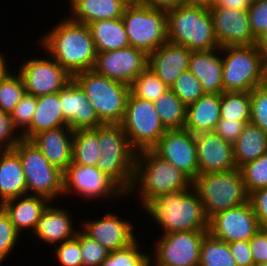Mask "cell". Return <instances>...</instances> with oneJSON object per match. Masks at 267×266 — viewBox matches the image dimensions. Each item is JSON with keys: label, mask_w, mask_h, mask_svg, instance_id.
Returning <instances> with one entry per match:
<instances>
[{"label": "cell", "mask_w": 267, "mask_h": 266, "mask_svg": "<svg viewBox=\"0 0 267 266\" xmlns=\"http://www.w3.org/2000/svg\"><path fill=\"white\" fill-rule=\"evenodd\" d=\"M41 43L72 76L94 67L97 50L87 24L65 18L47 32Z\"/></svg>", "instance_id": "1"}, {"label": "cell", "mask_w": 267, "mask_h": 266, "mask_svg": "<svg viewBox=\"0 0 267 266\" xmlns=\"http://www.w3.org/2000/svg\"><path fill=\"white\" fill-rule=\"evenodd\" d=\"M143 208L164 228V234L209 230L203 203L193 186L159 195Z\"/></svg>", "instance_id": "2"}, {"label": "cell", "mask_w": 267, "mask_h": 266, "mask_svg": "<svg viewBox=\"0 0 267 266\" xmlns=\"http://www.w3.org/2000/svg\"><path fill=\"white\" fill-rule=\"evenodd\" d=\"M168 41L191 51L220 49L208 5L184 3L167 11Z\"/></svg>", "instance_id": "3"}, {"label": "cell", "mask_w": 267, "mask_h": 266, "mask_svg": "<svg viewBox=\"0 0 267 266\" xmlns=\"http://www.w3.org/2000/svg\"><path fill=\"white\" fill-rule=\"evenodd\" d=\"M137 184L144 207L159 195L190 188L192 181L153 149H149L137 152L131 192Z\"/></svg>", "instance_id": "4"}, {"label": "cell", "mask_w": 267, "mask_h": 266, "mask_svg": "<svg viewBox=\"0 0 267 266\" xmlns=\"http://www.w3.org/2000/svg\"><path fill=\"white\" fill-rule=\"evenodd\" d=\"M100 158L97 168L113 179L128 195L133 184L137 151L120 124L98 126Z\"/></svg>", "instance_id": "5"}, {"label": "cell", "mask_w": 267, "mask_h": 266, "mask_svg": "<svg viewBox=\"0 0 267 266\" xmlns=\"http://www.w3.org/2000/svg\"><path fill=\"white\" fill-rule=\"evenodd\" d=\"M208 220L216 214L248 201L243 175L236 168L229 172L199 174L192 181Z\"/></svg>", "instance_id": "6"}, {"label": "cell", "mask_w": 267, "mask_h": 266, "mask_svg": "<svg viewBox=\"0 0 267 266\" xmlns=\"http://www.w3.org/2000/svg\"><path fill=\"white\" fill-rule=\"evenodd\" d=\"M73 79L85 91L103 124H121L130 95V86L103 75L93 69L76 73Z\"/></svg>", "instance_id": "7"}, {"label": "cell", "mask_w": 267, "mask_h": 266, "mask_svg": "<svg viewBox=\"0 0 267 266\" xmlns=\"http://www.w3.org/2000/svg\"><path fill=\"white\" fill-rule=\"evenodd\" d=\"M219 51H226L227 54L221 58L224 92H250L260 86L264 47L258 44L225 46L220 47Z\"/></svg>", "instance_id": "8"}, {"label": "cell", "mask_w": 267, "mask_h": 266, "mask_svg": "<svg viewBox=\"0 0 267 266\" xmlns=\"http://www.w3.org/2000/svg\"><path fill=\"white\" fill-rule=\"evenodd\" d=\"M121 18L130 46L148 55L168 41L166 10L135 2L127 5Z\"/></svg>", "instance_id": "9"}, {"label": "cell", "mask_w": 267, "mask_h": 266, "mask_svg": "<svg viewBox=\"0 0 267 266\" xmlns=\"http://www.w3.org/2000/svg\"><path fill=\"white\" fill-rule=\"evenodd\" d=\"M13 150L19 155L28 191L50 201L63 193V171L51 165L30 141L22 139Z\"/></svg>", "instance_id": "10"}, {"label": "cell", "mask_w": 267, "mask_h": 266, "mask_svg": "<svg viewBox=\"0 0 267 266\" xmlns=\"http://www.w3.org/2000/svg\"><path fill=\"white\" fill-rule=\"evenodd\" d=\"M120 125L137 152L153 149L167 131L160 121L155 103L131 93Z\"/></svg>", "instance_id": "11"}, {"label": "cell", "mask_w": 267, "mask_h": 266, "mask_svg": "<svg viewBox=\"0 0 267 266\" xmlns=\"http://www.w3.org/2000/svg\"><path fill=\"white\" fill-rule=\"evenodd\" d=\"M208 231L162 234L155 249V262L162 266H199L201 245Z\"/></svg>", "instance_id": "12"}, {"label": "cell", "mask_w": 267, "mask_h": 266, "mask_svg": "<svg viewBox=\"0 0 267 266\" xmlns=\"http://www.w3.org/2000/svg\"><path fill=\"white\" fill-rule=\"evenodd\" d=\"M63 176V194L77 192L85 196V199L127 194L113 179L95 166H83L71 162L63 172Z\"/></svg>", "instance_id": "13"}, {"label": "cell", "mask_w": 267, "mask_h": 266, "mask_svg": "<svg viewBox=\"0 0 267 266\" xmlns=\"http://www.w3.org/2000/svg\"><path fill=\"white\" fill-rule=\"evenodd\" d=\"M149 55L138 48H126L97 53L93 70L109 79L131 85L148 66Z\"/></svg>", "instance_id": "14"}, {"label": "cell", "mask_w": 267, "mask_h": 266, "mask_svg": "<svg viewBox=\"0 0 267 266\" xmlns=\"http://www.w3.org/2000/svg\"><path fill=\"white\" fill-rule=\"evenodd\" d=\"M261 229L249 201L220 212L209 220L208 232L227 243L250 240Z\"/></svg>", "instance_id": "15"}, {"label": "cell", "mask_w": 267, "mask_h": 266, "mask_svg": "<svg viewBox=\"0 0 267 266\" xmlns=\"http://www.w3.org/2000/svg\"><path fill=\"white\" fill-rule=\"evenodd\" d=\"M20 67L19 74L24 81L26 93L36 97L57 93L73 79L53 58L30 59Z\"/></svg>", "instance_id": "16"}, {"label": "cell", "mask_w": 267, "mask_h": 266, "mask_svg": "<svg viewBox=\"0 0 267 266\" xmlns=\"http://www.w3.org/2000/svg\"><path fill=\"white\" fill-rule=\"evenodd\" d=\"M153 150L191 181L199 175L195 137L188 130H167Z\"/></svg>", "instance_id": "17"}, {"label": "cell", "mask_w": 267, "mask_h": 266, "mask_svg": "<svg viewBox=\"0 0 267 266\" xmlns=\"http://www.w3.org/2000/svg\"><path fill=\"white\" fill-rule=\"evenodd\" d=\"M214 33L220 47L257 44L248 18V10L224 8L216 3L208 5Z\"/></svg>", "instance_id": "18"}, {"label": "cell", "mask_w": 267, "mask_h": 266, "mask_svg": "<svg viewBox=\"0 0 267 266\" xmlns=\"http://www.w3.org/2000/svg\"><path fill=\"white\" fill-rule=\"evenodd\" d=\"M194 137L199 174L229 172L237 168L233 145L215 131L197 133Z\"/></svg>", "instance_id": "19"}, {"label": "cell", "mask_w": 267, "mask_h": 266, "mask_svg": "<svg viewBox=\"0 0 267 266\" xmlns=\"http://www.w3.org/2000/svg\"><path fill=\"white\" fill-rule=\"evenodd\" d=\"M60 103L63 118L73 131L94 129L103 124L90 104L85 91L74 79L60 90Z\"/></svg>", "instance_id": "20"}, {"label": "cell", "mask_w": 267, "mask_h": 266, "mask_svg": "<svg viewBox=\"0 0 267 266\" xmlns=\"http://www.w3.org/2000/svg\"><path fill=\"white\" fill-rule=\"evenodd\" d=\"M191 54L187 47L167 41L149 54L148 66L171 88L176 79L188 70Z\"/></svg>", "instance_id": "21"}, {"label": "cell", "mask_w": 267, "mask_h": 266, "mask_svg": "<svg viewBox=\"0 0 267 266\" xmlns=\"http://www.w3.org/2000/svg\"><path fill=\"white\" fill-rule=\"evenodd\" d=\"M83 224V232L110 251L123 249L136 240L132 224L127 220H120L113 213Z\"/></svg>", "instance_id": "22"}, {"label": "cell", "mask_w": 267, "mask_h": 266, "mask_svg": "<svg viewBox=\"0 0 267 266\" xmlns=\"http://www.w3.org/2000/svg\"><path fill=\"white\" fill-rule=\"evenodd\" d=\"M74 131L69 126L36 134L30 141L42 152L48 162L65 171L72 162Z\"/></svg>", "instance_id": "23"}, {"label": "cell", "mask_w": 267, "mask_h": 266, "mask_svg": "<svg viewBox=\"0 0 267 266\" xmlns=\"http://www.w3.org/2000/svg\"><path fill=\"white\" fill-rule=\"evenodd\" d=\"M49 201L40 195H24L5 201L1 207L9 215L19 234L25 228L32 229L33 233Z\"/></svg>", "instance_id": "24"}, {"label": "cell", "mask_w": 267, "mask_h": 266, "mask_svg": "<svg viewBox=\"0 0 267 266\" xmlns=\"http://www.w3.org/2000/svg\"><path fill=\"white\" fill-rule=\"evenodd\" d=\"M219 49L192 51L188 70L200 81L206 93L224 92L222 59L215 53Z\"/></svg>", "instance_id": "25"}, {"label": "cell", "mask_w": 267, "mask_h": 266, "mask_svg": "<svg viewBox=\"0 0 267 266\" xmlns=\"http://www.w3.org/2000/svg\"><path fill=\"white\" fill-rule=\"evenodd\" d=\"M221 94L205 93L186 107L184 129L194 135L214 131L220 117Z\"/></svg>", "instance_id": "26"}, {"label": "cell", "mask_w": 267, "mask_h": 266, "mask_svg": "<svg viewBox=\"0 0 267 266\" xmlns=\"http://www.w3.org/2000/svg\"><path fill=\"white\" fill-rule=\"evenodd\" d=\"M61 107L60 91L54 94L38 96L31 124L21 133L23 139L31 140L40 132L68 126V123L63 118Z\"/></svg>", "instance_id": "27"}, {"label": "cell", "mask_w": 267, "mask_h": 266, "mask_svg": "<svg viewBox=\"0 0 267 266\" xmlns=\"http://www.w3.org/2000/svg\"><path fill=\"white\" fill-rule=\"evenodd\" d=\"M70 217L66 209L48 205L38 220L34 236L50 245L74 238L77 231L74 230Z\"/></svg>", "instance_id": "28"}, {"label": "cell", "mask_w": 267, "mask_h": 266, "mask_svg": "<svg viewBox=\"0 0 267 266\" xmlns=\"http://www.w3.org/2000/svg\"><path fill=\"white\" fill-rule=\"evenodd\" d=\"M27 195V186L19 155L0 150V206L7 200Z\"/></svg>", "instance_id": "29"}, {"label": "cell", "mask_w": 267, "mask_h": 266, "mask_svg": "<svg viewBox=\"0 0 267 266\" xmlns=\"http://www.w3.org/2000/svg\"><path fill=\"white\" fill-rule=\"evenodd\" d=\"M70 2L73 16L69 19L82 24L121 18L128 5L124 0H70Z\"/></svg>", "instance_id": "30"}, {"label": "cell", "mask_w": 267, "mask_h": 266, "mask_svg": "<svg viewBox=\"0 0 267 266\" xmlns=\"http://www.w3.org/2000/svg\"><path fill=\"white\" fill-rule=\"evenodd\" d=\"M87 25L97 53L130 46L122 18L97 20Z\"/></svg>", "instance_id": "31"}, {"label": "cell", "mask_w": 267, "mask_h": 266, "mask_svg": "<svg viewBox=\"0 0 267 266\" xmlns=\"http://www.w3.org/2000/svg\"><path fill=\"white\" fill-rule=\"evenodd\" d=\"M234 161L238 169L267 153V133L248 122L233 144Z\"/></svg>", "instance_id": "32"}, {"label": "cell", "mask_w": 267, "mask_h": 266, "mask_svg": "<svg viewBox=\"0 0 267 266\" xmlns=\"http://www.w3.org/2000/svg\"><path fill=\"white\" fill-rule=\"evenodd\" d=\"M98 126L74 131L72 162L83 166H97L100 158Z\"/></svg>", "instance_id": "33"}, {"label": "cell", "mask_w": 267, "mask_h": 266, "mask_svg": "<svg viewBox=\"0 0 267 266\" xmlns=\"http://www.w3.org/2000/svg\"><path fill=\"white\" fill-rule=\"evenodd\" d=\"M154 103L160 121L167 130L184 129L187 106L171 89L159 96Z\"/></svg>", "instance_id": "34"}, {"label": "cell", "mask_w": 267, "mask_h": 266, "mask_svg": "<svg viewBox=\"0 0 267 266\" xmlns=\"http://www.w3.org/2000/svg\"><path fill=\"white\" fill-rule=\"evenodd\" d=\"M199 266H237L229 243L213 237L209 232L201 245Z\"/></svg>", "instance_id": "35"}, {"label": "cell", "mask_w": 267, "mask_h": 266, "mask_svg": "<svg viewBox=\"0 0 267 266\" xmlns=\"http://www.w3.org/2000/svg\"><path fill=\"white\" fill-rule=\"evenodd\" d=\"M169 89L149 66L130 85L133 96L153 102Z\"/></svg>", "instance_id": "36"}, {"label": "cell", "mask_w": 267, "mask_h": 266, "mask_svg": "<svg viewBox=\"0 0 267 266\" xmlns=\"http://www.w3.org/2000/svg\"><path fill=\"white\" fill-rule=\"evenodd\" d=\"M221 119L250 121V92H223L220 104Z\"/></svg>", "instance_id": "37"}, {"label": "cell", "mask_w": 267, "mask_h": 266, "mask_svg": "<svg viewBox=\"0 0 267 266\" xmlns=\"http://www.w3.org/2000/svg\"><path fill=\"white\" fill-rule=\"evenodd\" d=\"M26 94L24 81L21 75L8 73L0 81V110L11 113L19 101Z\"/></svg>", "instance_id": "38"}, {"label": "cell", "mask_w": 267, "mask_h": 266, "mask_svg": "<svg viewBox=\"0 0 267 266\" xmlns=\"http://www.w3.org/2000/svg\"><path fill=\"white\" fill-rule=\"evenodd\" d=\"M138 250L135 240L123 249L110 251L100 266H152L153 262L148 253L145 254Z\"/></svg>", "instance_id": "39"}, {"label": "cell", "mask_w": 267, "mask_h": 266, "mask_svg": "<svg viewBox=\"0 0 267 266\" xmlns=\"http://www.w3.org/2000/svg\"><path fill=\"white\" fill-rule=\"evenodd\" d=\"M248 195L267 187V153L240 168Z\"/></svg>", "instance_id": "40"}, {"label": "cell", "mask_w": 267, "mask_h": 266, "mask_svg": "<svg viewBox=\"0 0 267 266\" xmlns=\"http://www.w3.org/2000/svg\"><path fill=\"white\" fill-rule=\"evenodd\" d=\"M170 89L186 106L193 104L206 93L190 70L183 72Z\"/></svg>", "instance_id": "41"}, {"label": "cell", "mask_w": 267, "mask_h": 266, "mask_svg": "<svg viewBox=\"0 0 267 266\" xmlns=\"http://www.w3.org/2000/svg\"><path fill=\"white\" fill-rule=\"evenodd\" d=\"M248 18L257 44L267 48V0H252Z\"/></svg>", "instance_id": "42"}, {"label": "cell", "mask_w": 267, "mask_h": 266, "mask_svg": "<svg viewBox=\"0 0 267 266\" xmlns=\"http://www.w3.org/2000/svg\"><path fill=\"white\" fill-rule=\"evenodd\" d=\"M250 122L267 133V90L261 86L250 91Z\"/></svg>", "instance_id": "43"}, {"label": "cell", "mask_w": 267, "mask_h": 266, "mask_svg": "<svg viewBox=\"0 0 267 266\" xmlns=\"http://www.w3.org/2000/svg\"><path fill=\"white\" fill-rule=\"evenodd\" d=\"M80 249L83 266H100L110 250L80 231Z\"/></svg>", "instance_id": "44"}, {"label": "cell", "mask_w": 267, "mask_h": 266, "mask_svg": "<svg viewBox=\"0 0 267 266\" xmlns=\"http://www.w3.org/2000/svg\"><path fill=\"white\" fill-rule=\"evenodd\" d=\"M53 252L56 253L62 266H83L80 249V230L77 231L74 238L60 243Z\"/></svg>", "instance_id": "45"}, {"label": "cell", "mask_w": 267, "mask_h": 266, "mask_svg": "<svg viewBox=\"0 0 267 266\" xmlns=\"http://www.w3.org/2000/svg\"><path fill=\"white\" fill-rule=\"evenodd\" d=\"M19 233L11 222L9 215L0 206V265L15 246Z\"/></svg>", "instance_id": "46"}, {"label": "cell", "mask_w": 267, "mask_h": 266, "mask_svg": "<svg viewBox=\"0 0 267 266\" xmlns=\"http://www.w3.org/2000/svg\"><path fill=\"white\" fill-rule=\"evenodd\" d=\"M36 106L37 97L26 93L10 113L14 126L16 128L22 126V129L26 130L31 124Z\"/></svg>", "instance_id": "47"}, {"label": "cell", "mask_w": 267, "mask_h": 266, "mask_svg": "<svg viewBox=\"0 0 267 266\" xmlns=\"http://www.w3.org/2000/svg\"><path fill=\"white\" fill-rule=\"evenodd\" d=\"M16 129L11 115L0 110V150L13 149L23 139L22 134L13 136Z\"/></svg>", "instance_id": "48"}, {"label": "cell", "mask_w": 267, "mask_h": 266, "mask_svg": "<svg viewBox=\"0 0 267 266\" xmlns=\"http://www.w3.org/2000/svg\"><path fill=\"white\" fill-rule=\"evenodd\" d=\"M250 121H238L220 119L215 128V132L225 141L232 145L237 141L241 135L245 125Z\"/></svg>", "instance_id": "49"}, {"label": "cell", "mask_w": 267, "mask_h": 266, "mask_svg": "<svg viewBox=\"0 0 267 266\" xmlns=\"http://www.w3.org/2000/svg\"><path fill=\"white\" fill-rule=\"evenodd\" d=\"M261 229H267V187L251 192L248 197Z\"/></svg>", "instance_id": "50"}, {"label": "cell", "mask_w": 267, "mask_h": 266, "mask_svg": "<svg viewBox=\"0 0 267 266\" xmlns=\"http://www.w3.org/2000/svg\"><path fill=\"white\" fill-rule=\"evenodd\" d=\"M249 245L254 264L267 262V229H260L249 240Z\"/></svg>", "instance_id": "51"}, {"label": "cell", "mask_w": 267, "mask_h": 266, "mask_svg": "<svg viewBox=\"0 0 267 266\" xmlns=\"http://www.w3.org/2000/svg\"><path fill=\"white\" fill-rule=\"evenodd\" d=\"M229 248L237 266L254 265L249 240L231 242L229 243Z\"/></svg>", "instance_id": "52"}, {"label": "cell", "mask_w": 267, "mask_h": 266, "mask_svg": "<svg viewBox=\"0 0 267 266\" xmlns=\"http://www.w3.org/2000/svg\"><path fill=\"white\" fill-rule=\"evenodd\" d=\"M137 2L155 9H162L166 11L187 3L186 0H137Z\"/></svg>", "instance_id": "53"}, {"label": "cell", "mask_w": 267, "mask_h": 266, "mask_svg": "<svg viewBox=\"0 0 267 266\" xmlns=\"http://www.w3.org/2000/svg\"><path fill=\"white\" fill-rule=\"evenodd\" d=\"M252 0H216V4L224 8H232L234 10H248Z\"/></svg>", "instance_id": "54"}, {"label": "cell", "mask_w": 267, "mask_h": 266, "mask_svg": "<svg viewBox=\"0 0 267 266\" xmlns=\"http://www.w3.org/2000/svg\"><path fill=\"white\" fill-rule=\"evenodd\" d=\"M260 86L267 90V48H265V54L262 61V80Z\"/></svg>", "instance_id": "55"}, {"label": "cell", "mask_w": 267, "mask_h": 266, "mask_svg": "<svg viewBox=\"0 0 267 266\" xmlns=\"http://www.w3.org/2000/svg\"><path fill=\"white\" fill-rule=\"evenodd\" d=\"M5 57L0 54V81L9 73V69H7V63L5 62Z\"/></svg>", "instance_id": "56"}, {"label": "cell", "mask_w": 267, "mask_h": 266, "mask_svg": "<svg viewBox=\"0 0 267 266\" xmlns=\"http://www.w3.org/2000/svg\"><path fill=\"white\" fill-rule=\"evenodd\" d=\"M186 1L187 3L205 4V5H210L216 2V0H186Z\"/></svg>", "instance_id": "57"}, {"label": "cell", "mask_w": 267, "mask_h": 266, "mask_svg": "<svg viewBox=\"0 0 267 266\" xmlns=\"http://www.w3.org/2000/svg\"><path fill=\"white\" fill-rule=\"evenodd\" d=\"M127 4L135 3L137 0H124Z\"/></svg>", "instance_id": "58"}, {"label": "cell", "mask_w": 267, "mask_h": 266, "mask_svg": "<svg viewBox=\"0 0 267 266\" xmlns=\"http://www.w3.org/2000/svg\"><path fill=\"white\" fill-rule=\"evenodd\" d=\"M253 266H267V262L262 263V264H254Z\"/></svg>", "instance_id": "59"}, {"label": "cell", "mask_w": 267, "mask_h": 266, "mask_svg": "<svg viewBox=\"0 0 267 266\" xmlns=\"http://www.w3.org/2000/svg\"><path fill=\"white\" fill-rule=\"evenodd\" d=\"M151 260H153V262L155 263L154 266H162V265H160V264H157V263L154 261V259L151 258Z\"/></svg>", "instance_id": "60"}]
</instances>
